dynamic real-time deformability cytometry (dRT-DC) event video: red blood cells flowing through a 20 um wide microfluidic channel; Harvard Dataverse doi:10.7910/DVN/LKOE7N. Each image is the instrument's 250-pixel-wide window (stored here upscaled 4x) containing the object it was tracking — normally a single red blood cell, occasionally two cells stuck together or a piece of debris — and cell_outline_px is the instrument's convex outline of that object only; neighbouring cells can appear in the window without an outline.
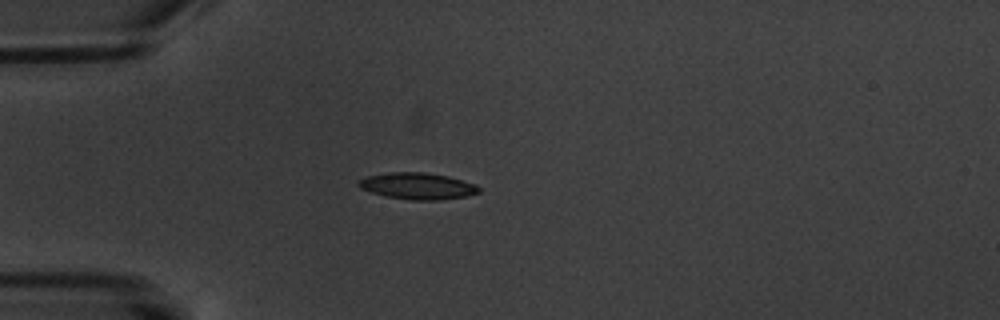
{"species": "common noctule bat (a hibernating species)", "species_latin": "Nyctalus noctula", "temperature_condition": "warm", "stored_images_in_passage": 3, "camera_frame_rate_fps": 3000, "um_per_image_px": 0.085, "animal": {"sex": "male", "body_mass_g": 20.1, "forearm_length_mm": 53.5}, "frame": {"image": 1, "passage_image": 1, "time_ms": 0.0, "image_size_px": [1000, 320], "cell_outline_px": [[480, 192], [464, 196], [440, 200], [412, 200], [384, 196], [360, 188], [356, 184], [360, 180], [368, 176], [392, 172], [424, 172], [448, 176], [476, 184], [480, 188]], "centroid_in_image_um": [35.5, 15.81], "position_along_channel_um": 49.5, "area_um2": 18.5}}